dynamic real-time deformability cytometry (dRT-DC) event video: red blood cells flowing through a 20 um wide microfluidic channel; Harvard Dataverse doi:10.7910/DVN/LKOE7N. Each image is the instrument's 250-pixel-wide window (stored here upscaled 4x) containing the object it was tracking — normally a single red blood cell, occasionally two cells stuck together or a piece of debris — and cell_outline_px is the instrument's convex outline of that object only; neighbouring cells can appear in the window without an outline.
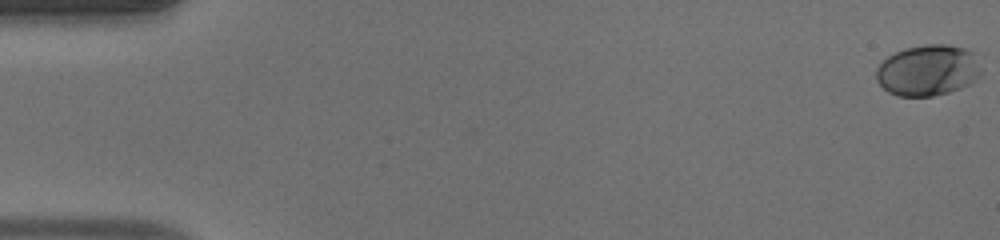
{"species": "human", "species_latin": "Homo sapiens", "temperature_condition": "warm", "stored_images_in_passage": 45, "camera_frame_rate_fps": 3000, "um_per_image_px": 0.085, "donor": {"sex": "male"}, "frame": {"image": 1, "passage_image": 1, "time_ms": 0.0, "image_size_px": [1000, 240], "cell_outline_px": [[980, 76], [968, 84], [960, 88], [948, 92], [932, 96], [896, 96], [888, 92], [876, 80], [876, 68], [888, 56], [904, 48], [928, 44], [948, 44], [964, 48], [972, 52], [980, 72]], "centroid_in_image_um": [78.82, 5.98], "position_along_channel_um": 6.2, "area_um2": 30.92}}
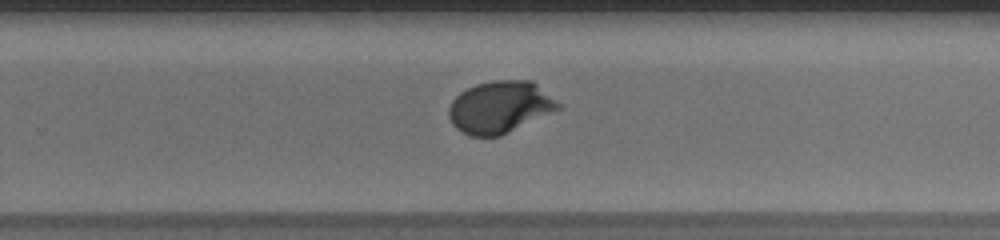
{"frame": {"image": 2, "passage_image": 33, "time_ms": 10.667, "image_size_px": [1000, 240], "cell_outline_px": [[564, 108], [500, 136], [472, 136], [456, 128], [452, 124], [448, 116], [448, 108], [452, 100], [460, 92], [476, 84], [492, 80], [532, 80], [560, 104]], "centroid_in_image_um": [42.5, 9.1], "position_along_channel_um": 287.3, "area_um2": 33.29}}
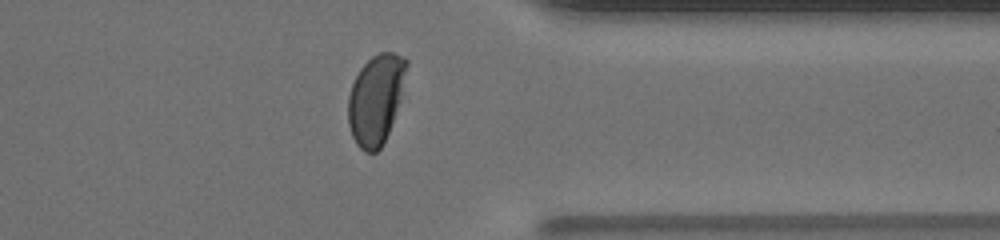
{"frame": {"image": 3, "passage_image": 40, "time_ms": 13.0, "image_size_px": [1000, 240], "cell_outline_px": [[408, 64], [400, 96], [388, 132], [380, 148], [376, 152], [364, 152], [356, 144], [352, 136], [348, 124], [348, 96], [352, 84], [360, 68], [372, 56], [380, 52], [392, 52], [408, 60]], "centroid_in_image_um": [31.91, 8.43], "position_along_channel_um": 379.5, "area_um2": 30.0}}